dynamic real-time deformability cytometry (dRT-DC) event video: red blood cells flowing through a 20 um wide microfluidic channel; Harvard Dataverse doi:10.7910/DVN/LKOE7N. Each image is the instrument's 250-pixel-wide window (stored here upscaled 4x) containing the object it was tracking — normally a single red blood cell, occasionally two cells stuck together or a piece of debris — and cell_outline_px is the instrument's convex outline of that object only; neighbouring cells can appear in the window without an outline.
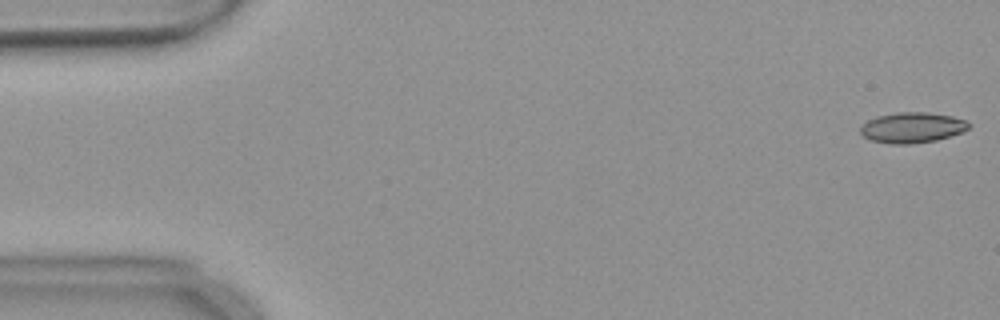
{"species": "common noctule bat (a hibernating species)", "species_latin": "Nyctalus noctula", "temperature_condition": "warm", "stored_images_in_passage": 51, "camera_frame_rate_fps": 3000, "um_per_image_px": 0.085, "animal": {"sex": "female", "body_mass_g": 18.4}, "frame": {"image": 1, "passage_image": 1, "time_ms": 0.0, "image_size_px": [1000, 320], "cell_outline_px": [[972, 124], [964, 132], [936, 140], [912, 144], [892, 144], [872, 140], [864, 136], [860, 132], [860, 128], [868, 120], [876, 116], [896, 112], [928, 112], [952, 116], [964, 120]], "centroid_in_image_um": [77.56, 10.84], "position_along_channel_um": 7.4, "area_um2": 19.31}}
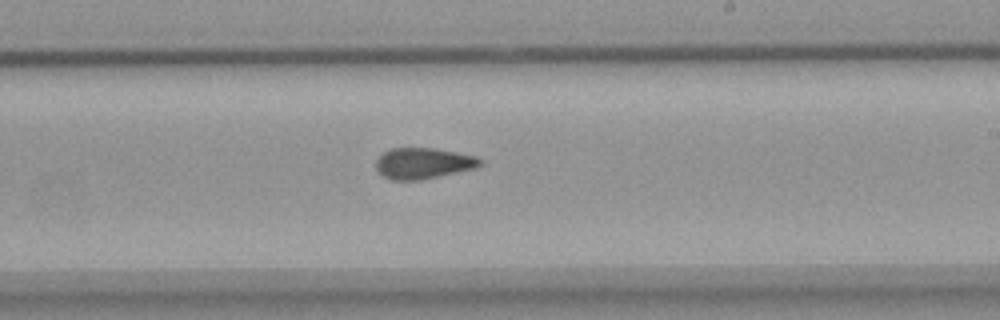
{"frame": {"image": 2, "passage_image": 32, "time_ms": 10.333, "image_size_px": [1000, 320], "cell_outline_px": [[484, 164], [476, 168], [420, 180], [392, 180], [384, 176], [376, 168], [376, 160], [384, 152], [392, 148], [436, 148], [476, 156], [484, 160]], "centroid_in_image_um": [36.02, 13.87], "position_along_channel_um": 253.0, "area_um2": 18.84}}
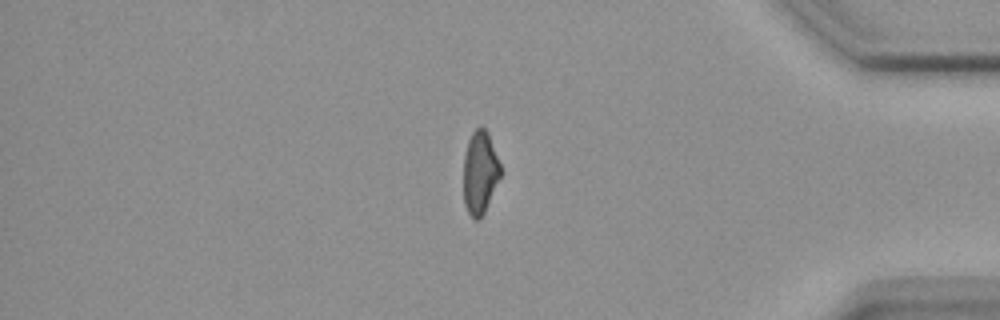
{"frame": {"image": 3, "passage_image": 46, "time_ms": 15.0, "image_size_px": [1000, 320], "cell_outline_px": [[500, 176], [484, 212], [480, 220], [472, 220], [464, 204], [464, 156], [468, 140], [472, 132], [480, 124], [488, 132], [500, 164]], "centroid_in_image_um": [40.78, 14.66], "position_along_channel_um": 394.4, "area_um2": 17.8}, "authors_computed_cell_mechanics": {"area_um2": 19.1896, "velocity_mm_per_s": 3.6904, "shape_relaxation_time_tau1_ms": null, "shape_relaxation_time_tau2_ms": 1.9732, "deformation_change_tau1": null, "deformation_change_tau2": 0.0833}}